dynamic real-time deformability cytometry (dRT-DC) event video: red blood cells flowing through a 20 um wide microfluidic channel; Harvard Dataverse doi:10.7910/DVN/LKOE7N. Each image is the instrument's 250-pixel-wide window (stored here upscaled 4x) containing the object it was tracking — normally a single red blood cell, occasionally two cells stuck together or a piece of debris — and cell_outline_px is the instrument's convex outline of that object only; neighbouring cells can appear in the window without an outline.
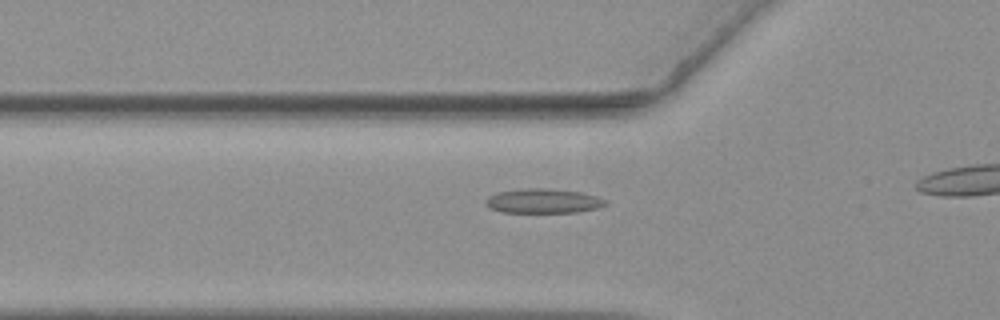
{"species": "common noctule bat (a hibernating species)", "species_latin": "Nyctalus noctula", "temperature_condition": "warm", "stored_images_in_passage": 16, "camera_frame_rate_fps": 3000, "um_per_image_px": 0.085, "animal": {"sex": "female", "body_mass_g": 19.3, "forearm_length_mm": 54.1}, "frame": {"image": 1, "passage_image": 10, "time_ms": 3.0, "image_size_px": [1000, 320], "cell_outline_px": [[608, 204], [596, 208], [576, 212], [504, 212], [488, 208], [484, 200], [488, 196], [496, 192], [528, 188], [548, 188], [580, 192], [596, 196], [608, 200]], "centroid_in_image_um": [46.16, 17.08], "position_along_channel_um": 79.6, "area_um2": 17.11}}
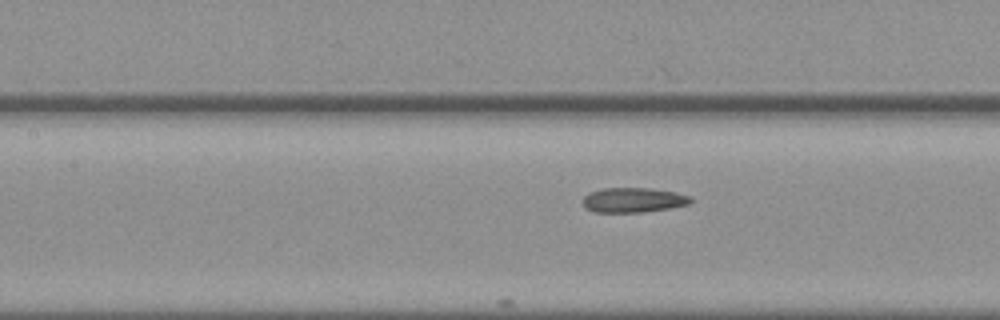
{"frame": {"image": 2, "passage_image": 16, "time_ms": 5.0, "image_size_px": [1000, 320], "cell_outline_px": [[692, 200], [688, 204], [668, 208], [644, 212], [592, 212], [584, 208], [584, 196], [588, 192], [600, 188], [648, 188], [676, 192], [692, 196]], "centroid_in_image_um": [53.8, 17.0], "position_along_channel_um": 153.6, "area_um2": 15.66}}